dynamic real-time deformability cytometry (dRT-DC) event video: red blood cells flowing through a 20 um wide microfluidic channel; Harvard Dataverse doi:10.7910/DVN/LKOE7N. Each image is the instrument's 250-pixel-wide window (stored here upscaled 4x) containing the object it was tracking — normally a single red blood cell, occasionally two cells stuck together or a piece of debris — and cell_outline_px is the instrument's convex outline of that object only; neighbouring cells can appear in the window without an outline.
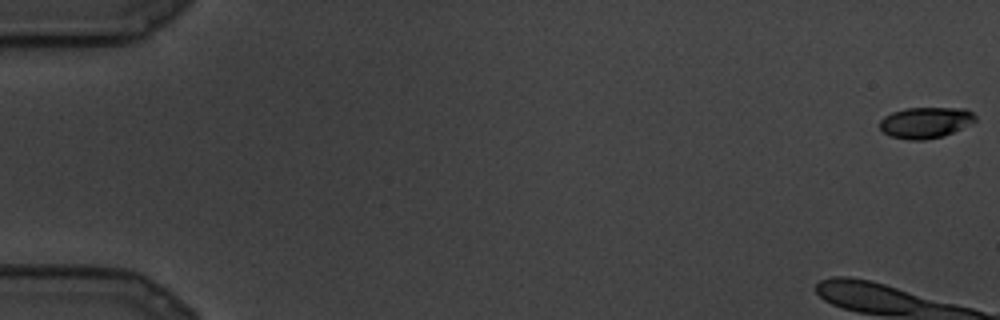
{"species": "common noctule bat (a hibernating species)", "species_latin": "Nyctalus noctula", "temperature_condition": "cold", "stored_images_in_passage": 7, "camera_frame_rate_fps": 3000, "um_per_image_px": 0.085, "animal": {"sex": "male", "body_mass_g": 19.5, "forearm_length_mm": 54.6}, "frame": {"image": 1, "passage_image": 1, "time_ms": 0.0, "image_size_px": [1000, 320], "cell_outline_px": [[976, 120], [944, 136], [924, 140], [908, 140], [888, 136], [880, 128], [880, 120], [884, 116], [892, 112], [904, 108], [964, 108], [972, 112], [976, 116]], "centroid_in_image_um": [78.63, 10.42], "position_along_channel_um": 6.4, "area_um2": 17.28}}